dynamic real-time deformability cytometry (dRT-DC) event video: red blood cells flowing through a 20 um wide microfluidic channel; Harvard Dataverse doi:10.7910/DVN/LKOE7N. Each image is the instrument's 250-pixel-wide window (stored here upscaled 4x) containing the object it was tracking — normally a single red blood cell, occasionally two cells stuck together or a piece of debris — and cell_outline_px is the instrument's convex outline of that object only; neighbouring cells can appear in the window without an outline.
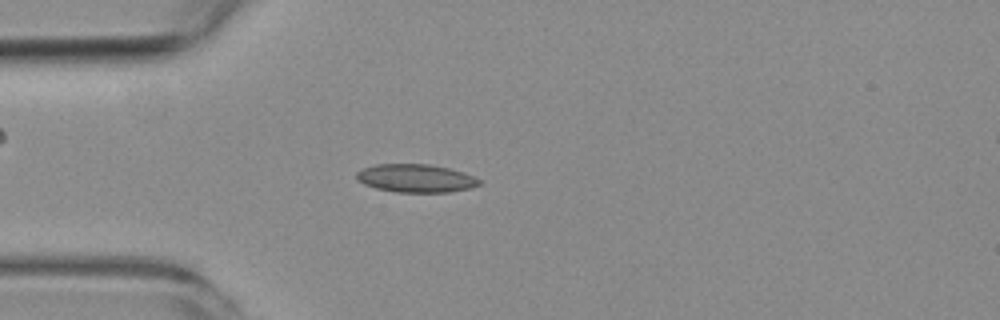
{"species": "common noctule bat (a hibernating species)", "species_latin": "Nyctalus noctula", "temperature_condition": "room temperature", "stored_images_in_passage": 5, "camera_frame_rate_fps": 3000, "um_per_image_px": 0.085, "animal": {"sex": "female", "body_mass_g": 19.3, "forearm_length_mm": 54.1}, "frame": {"image": 1, "passage_image": 4, "time_ms": 3.667, "image_size_px": [1000, 320], "cell_outline_px": [[480, 184], [468, 188], [448, 192], [396, 192], [376, 188], [364, 184], [356, 180], [356, 172], [364, 168], [376, 164], [428, 164], [448, 168], [464, 172], [480, 180]], "centroid_in_image_um": [35.3, 15.15], "position_along_channel_um": 49.7, "area_um2": 20.0}}